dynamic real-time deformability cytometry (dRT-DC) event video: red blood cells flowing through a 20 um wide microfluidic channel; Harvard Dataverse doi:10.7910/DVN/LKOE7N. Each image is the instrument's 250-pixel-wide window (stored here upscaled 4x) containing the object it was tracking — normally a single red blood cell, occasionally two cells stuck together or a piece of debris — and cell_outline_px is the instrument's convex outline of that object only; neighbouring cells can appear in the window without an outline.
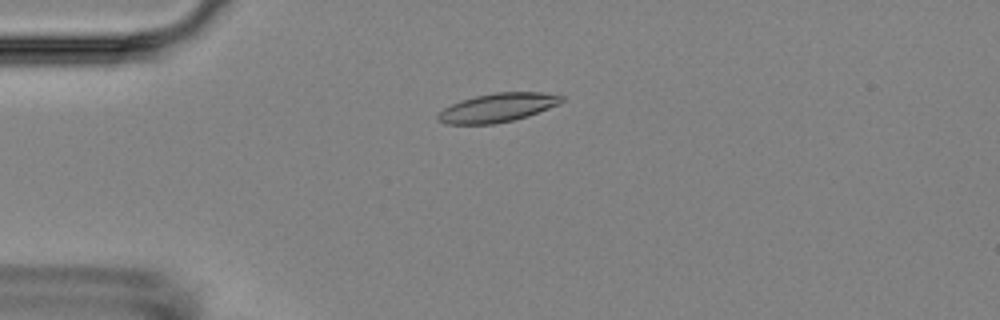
{"species": "Egyptian fruit bat (a non-hibernating species)", "species_latin": "Rousettus aegyptiacus", "temperature_condition": "room temperature", "stored_images_in_passage": 7, "camera_frame_rate_fps": 3000, "um_per_image_px": 0.085, "animal": {"sex": "female"}, "frame": {"image": 1, "passage_image": 4, "time_ms": 3.333, "image_size_px": [1000, 320], "cell_outline_px": [[564, 100], [560, 104], [528, 116], [496, 124], [444, 124], [436, 120], [436, 116], [444, 108], [460, 100], [476, 96], [496, 92], [544, 92], [564, 96]], "centroid_in_image_um": [42.3, 9.15], "position_along_channel_um": 42.7, "area_um2": 20.87}}